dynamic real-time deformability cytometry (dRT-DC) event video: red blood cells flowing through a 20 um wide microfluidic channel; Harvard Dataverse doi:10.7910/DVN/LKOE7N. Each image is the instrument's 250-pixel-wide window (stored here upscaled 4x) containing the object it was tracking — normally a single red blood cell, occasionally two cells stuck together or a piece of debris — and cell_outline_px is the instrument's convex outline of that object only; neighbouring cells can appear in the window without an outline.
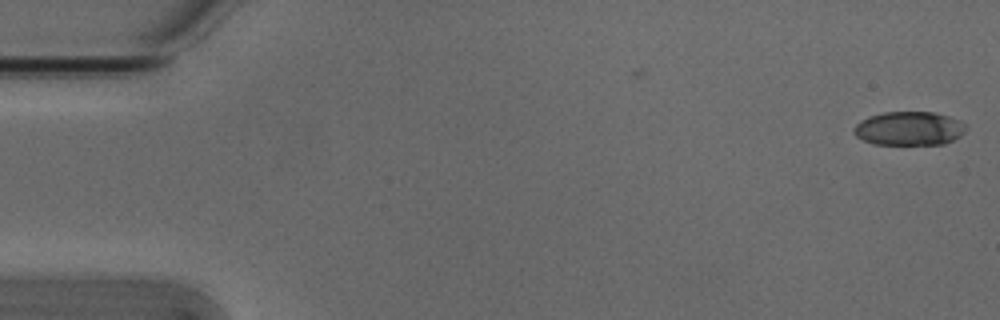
{"species": "Egyptian fruit bat (a non-hibernating species)", "species_latin": "Rousettus aegyptiacus", "temperature_condition": "cold", "stored_images_in_passage": 2, "camera_frame_rate_fps": 3000, "um_per_image_px": 0.085, "animal": {"sex": "male"}, "frame": {"image": 1, "passage_image": 2, "time_ms": 0.333, "image_size_px": [1000, 320], "cell_outline_px": [[968, 128], [960, 136], [944, 144], [872, 144], [856, 136], [852, 132], [852, 128], [860, 120], [868, 116], [884, 112], [932, 112], [948, 116], [960, 120]], "centroid_in_image_um": [77.25, 10.92], "position_along_channel_um": 7.7, "area_um2": 22.2}}